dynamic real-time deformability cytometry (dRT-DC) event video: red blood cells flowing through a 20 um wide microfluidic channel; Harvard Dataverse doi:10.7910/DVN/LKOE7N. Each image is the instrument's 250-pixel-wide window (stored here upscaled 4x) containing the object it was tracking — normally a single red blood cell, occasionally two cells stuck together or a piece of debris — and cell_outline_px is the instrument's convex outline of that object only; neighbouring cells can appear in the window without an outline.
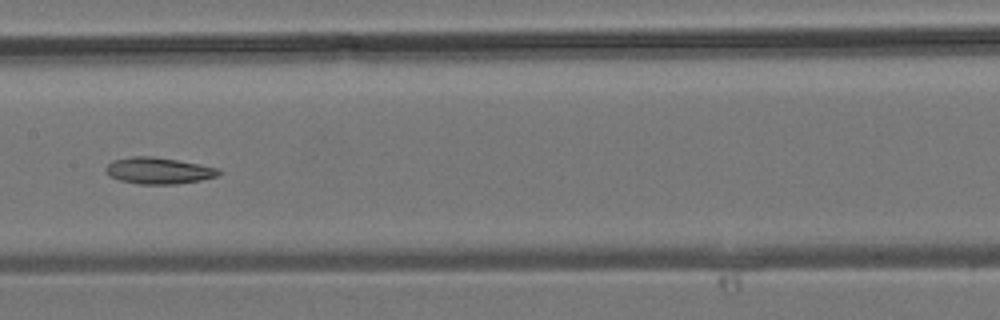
{"species": "common noctule bat (a hibernating species)", "species_latin": "Nyctalus noctula", "temperature_condition": "room temperature", "stored_images_in_passage": 14, "camera_frame_rate_fps": 3000, "um_per_image_px": 0.085, "animal": {"sex": "male", "body_mass_g": 19.2, "forearm_length_mm": 51.8}, "frame": {"image": 1, "passage_image": 10, "time_ms": 3.0, "image_size_px": [1000, 320], "cell_outline_px": [[220, 172], [216, 176], [200, 180], [176, 184], [140, 184], [120, 180], [108, 176], [104, 168], [112, 160], [132, 156], [152, 156], [200, 164], [220, 168]], "centroid_in_image_um": [13.44, 14.5], "position_along_channel_um": 194.0, "area_um2": 17.4}}
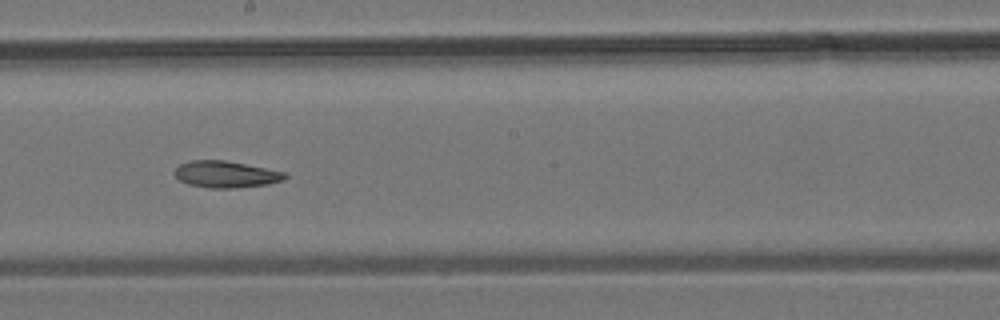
{"frame": {"image": 2, "passage_image": 12, "time_ms": 3.667, "image_size_px": [1000, 320], "cell_outline_px": [[288, 176], [284, 180], [268, 184], [236, 188], [212, 188], [188, 184], [180, 180], [172, 172], [180, 164], [188, 160], [224, 160], [284, 172]], "centroid_in_image_um": [19.17, 14.82], "position_along_channel_um": 229.0, "area_um2": 17.05}}